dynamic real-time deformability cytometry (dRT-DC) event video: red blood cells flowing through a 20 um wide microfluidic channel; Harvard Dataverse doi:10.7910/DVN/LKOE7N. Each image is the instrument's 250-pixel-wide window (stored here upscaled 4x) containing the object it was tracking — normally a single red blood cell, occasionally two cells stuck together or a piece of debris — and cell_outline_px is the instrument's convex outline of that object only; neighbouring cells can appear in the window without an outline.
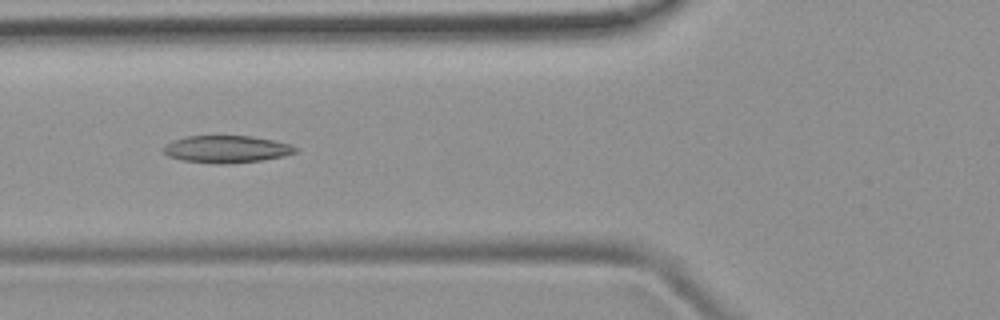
{"species": "common noctule bat (a hibernating species)", "species_latin": "Nyctalus noctula", "temperature_condition": "room temperature", "stored_images_in_passage": 5, "camera_frame_rate_fps": 3000, "um_per_image_px": 0.085, "animal": {"sex": "female", "body_mass_g": 19.9}, "frame": {"image": 1, "passage_image": 5, "time_ms": 5.667, "image_size_px": [1000, 320], "cell_outline_px": [[300, 148], [296, 152], [284, 156], [260, 160], [224, 164], [220, 164], [184, 160], [168, 156], [164, 152], [164, 148], [172, 140], [184, 136], [252, 136], [272, 140], [288, 144]], "centroid_in_image_um": [19.27, 12.67], "position_along_channel_um": 106.5, "area_um2": 20.69}}